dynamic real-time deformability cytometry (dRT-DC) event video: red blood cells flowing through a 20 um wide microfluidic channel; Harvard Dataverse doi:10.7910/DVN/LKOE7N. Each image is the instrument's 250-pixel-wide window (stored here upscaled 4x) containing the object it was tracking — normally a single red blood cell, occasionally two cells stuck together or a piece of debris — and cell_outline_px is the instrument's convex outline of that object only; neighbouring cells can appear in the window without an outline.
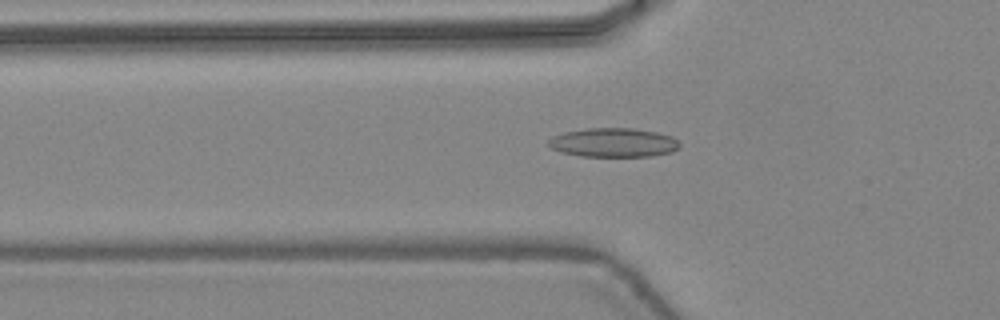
{"species": "common noctule bat (a hibernating species)", "species_latin": "Nyctalus noctula", "temperature_condition": "warm", "stored_images_in_passage": 43, "camera_frame_rate_fps": 3000, "um_per_image_px": 0.085, "animal": {"sex": "female", "body_mass_g": 24.6, "forearm_length_mm": 56.2}, "frame": {"image": 1, "passage_image": 13, "time_ms": 4.0, "image_size_px": [1000, 320], "cell_outline_px": [[680, 148], [672, 152], [652, 156], [580, 156], [560, 152], [548, 148], [548, 140], [552, 136], [564, 132], [588, 128], [636, 128], [656, 132], [672, 136], [680, 144]], "centroid_in_image_um": [52.12, 12.12], "position_along_channel_um": 73.7, "area_um2": 22.43}}
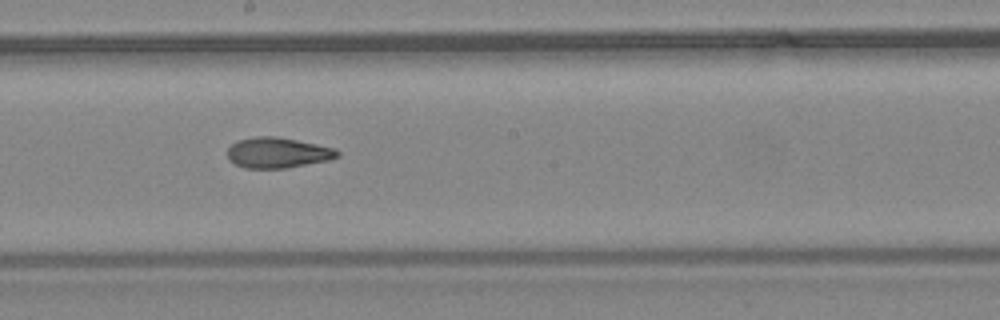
{"frame": {"image": 2, "passage_image": 23, "time_ms": 7.333, "image_size_px": [1000, 320], "cell_outline_px": [[340, 156], [332, 160], [288, 168], [244, 168], [228, 160], [228, 148], [232, 144], [240, 140], [256, 136], [276, 136], [336, 148], [340, 152]], "centroid_in_image_um": [23.65, 12.99], "position_along_channel_um": 224.5, "area_um2": 19.71}}
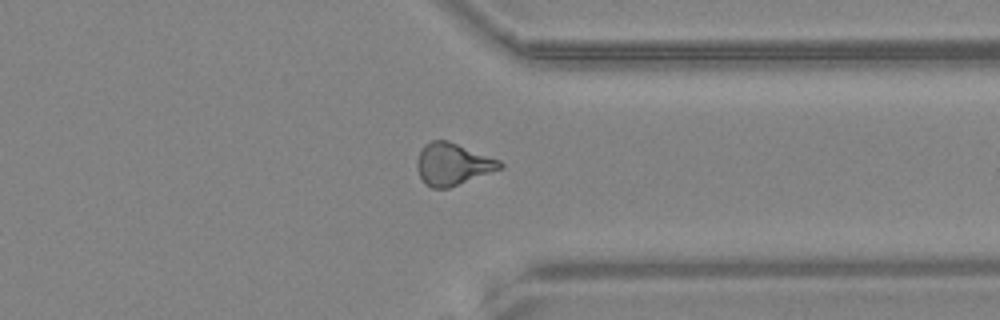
{"frame": {"image": 3, "passage_image": 33, "time_ms": 10.667, "image_size_px": [1000, 320], "cell_outline_px": [[504, 164], [500, 168], [448, 188], [432, 188], [424, 184], [416, 168], [416, 160], [424, 144], [432, 140], [448, 140], [500, 160]], "centroid_in_image_um": [38.43, 13.94], "position_along_channel_um": 373.0, "area_um2": 20.11}, "authors_computed_cell_mechanics": {"area_um2": 19.941, "velocity_mm_per_s": 4.5051, "shape_relaxation_time_tau1_ms": null, "shape_relaxation_time_tau2_ms": 2.3, "deformation_change_tau1": null, "deformation_change_tau2": 0.0897}}